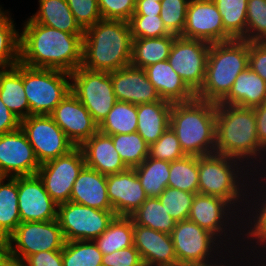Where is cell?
Returning a JSON list of instances; mask_svg holds the SVG:
<instances>
[{
  "mask_svg": "<svg viewBox=\"0 0 266 266\" xmlns=\"http://www.w3.org/2000/svg\"><path fill=\"white\" fill-rule=\"evenodd\" d=\"M70 76L71 92L100 125L117 102L110 74L80 66Z\"/></svg>",
  "mask_w": 266,
  "mask_h": 266,
  "instance_id": "cell-9",
  "label": "cell"
},
{
  "mask_svg": "<svg viewBox=\"0 0 266 266\" xmlns=\"http://www.w3.org/2000/svg\"><path fill=\"white\" fill-rule=\"evenodd\" d=\"M133 37L129 22L100 20L84 30L81 66L113 72L131 64Z\"/></svg>",
  "mask_w": 266,
  "mask_h": 266,
  "instance_id": "cell-3",
  "label": "cell"
},
{
  "mask_svg": "<svg viewBox=\"0 0 266 266\" xmlns=\"http://www.w3.org/2000/svg\"><path fill=\"white\" fill-rule=\"evenodd\" d=\"M195 194L166 187L158 197L159 201L176 222L187 220Z\"/></svg>",
  "mask_w": 266,
  "mask_h": 266,
  "instance_id": "cell-42",
  "label": "cell"
},
{
  "mask_svg": "<svg viewBox=\"0 0 266 266\" xmlns=\"http://www.w3.org/2000/svg\"><path fill=\"white\" fill-rule=\"evenodd\" d=\"M169 127L186 155L215 153L216 103L196 97L188 102L173 103Z\"/></svg>",
  "mask_w": 266,
  "mask_h": 266,
  "instance_id": "cell-5",
  "label": "cell"
},
{
  "mask_svg": "<svg viewBox=\"0 0 266 266\" xmlns=\"http://www.w3.org/2000/svg\"><path fill=\"white\" fill-rule=\"evenodd\" d=\"M161 3L156 1L136 0L133 15H160Z\"/></svg>",
  "mask_w": 266,
  "mask_h": 266,
  "instance_id": "cell-55",
  "label": "cell"
},
{
  "mask_svg": "<svg viewBox=\"0 0 266 266\" xmlns=\"http://www.w3.org/2000/svg\"><path fill=\"white\" fill-rule=\"evenodd\" d=\"M70 201L104 211H113L108 198L107 176L86 165L72 187Z\"/></svg>",
  "mask_w": 266,
  "mask_h": 266,
  "instance_id": "cell-25",
  "label": "cell"
},
{
  "mask_svg": "<svg viewBox=\"0 0 266 266\" xmlns=\"http://www.w3.org/2000/svg\"><path fill=\"white\" fill-rule=\"evenodd\" d=\"M183 38L210 44L234 40L225 30L222 17L212 0H190Z\"/></svg>",
  "mask_w": 266,
  "mask_h": 266,
  "instance_id": "cell-17",
  "label": "cell"
},
{
  "mask_svg": "<svg viewBox=\"0 0 266 266\" xmlns=\"http://www.w3.org/2000/svg\"><path fill=\"white\" fill-rule=\"evenodd\" d=\"M22 78L30 115H50L71 91L70 73L62 70L22 64Z\"/></svg>",
  "mask_w": 266,
  "mask_h": 266,
  "instance_id": "cell-8",
  "label": "cell"
},
{
  "mask_svg": "<svg viewBox=\"0 0 266 266\" xmlns=\"http://www.w3.org/2000/svg\"><path fill=\"white\" fill-rule=\"evenodd\" d=\"M50 115L74 146H80L99 130L89 111L71 91Z\"/></svg>",
  "mask_w": 266,
  "mask_h": 266,
  "instance_id": "cell-20",
  "label": "cell"
},
{
  "mask_svg": "<svg viewBox=\"0 0 266 266\" xmlns=\"http://www.w3.org/2000/svg\"><path fill=\"white\" fill-rule=\"evenodd\" d=\"M245 41L266 42V0H248Z\"/></svg>",
  "mask_w": 266,
  "mask_h": 266,
  "instance_id": "cell-44",
  "label": "cell"
},
{
  "mask_svg": "<svg viewBox=\"0 0 266 266\" xmlns=\"http://www.w3.org/2000/svg\"><path fill=\"white\" fill-rule=\"evenodd\" d=\"M79 147L82 150L85 165L103 175L116 174L128 169L114 148L111 135L98 130Z\"/></svg>",
  "mask_w": 266,
  "mask_h": 266,
  "instance_id": "cell-24",
  "label": "cell"
},
{
  "mask_svg": "<svg viewBox=\"0 0 266 266\" xmlns=\"http://www.w3.org/2000/svg\"><path fill=\"white\" fill-rule=\"evenodd\" d=\"M248 67L266 82V42H249Z\"/></svg>",
  "mask_w": 266,
  "mask_h": 266,
  "instance_id": "cell-50",
  "label": "cell"
},
{
  "mask_svg": "<svg viewBox=\"0 0 266 266\" xmlns=\"http://www.w3.org/2000/svg\"><path fill=\"white\" fill-rule=\"evenodd\" d=\"M0 99L20 120L30 116V107L23 86L22 63L0 70Z\"/></svg>",
  "mask_w": 266,
  "mask_h": 266,
  "instance_id": "cell-29",
  "label": "cell"
},
{
  "mask_svg": "<svg viewBox=\"0 0 266 266\" xmlns=\"http://www.w3.org/2000/svg\"><path fill=\"white\" fill-rule=\"evenodd\" d=\"M149 156L155 159L173 162L186 154L183 152L177 135L169 127L162 136L150 145Z\"/></svg>",
  "mask_w": 266,
  "mask_h": 266,
  "instance_id": "cell-46",
  "label": "cell"
},
{
  "mask_svg": "<svg viewBox=\"0 0 266 266\" xmlns=\"http://www.w3.org/2000/svg\"><path fill=\"white\" fill-rule=\"evenodd\" d=\"M247 255V256H246ZM241 254V256L238 258V259H235L234 261L235 262H233V263H231V265L230 266H234V264H235V266H242L241 264H243V266H251L252 264V266H262V264L258 261V260H256V258H254L253 257V255H248V254ZM243 256V257H242ZM246 256V257H245ZM241 259V260H240ZM243 259H245V260H243ZM250 261H249V260ZM238 260H240V261H238ZM238 261V262H237ZM245 261H247V263L245 262ZM252 261V262H251ZM254 261V262H253ZM245 262V263H244ZM255 263V264H254Z\"/></svg>",
  "mask_w": 266,
  "mask_h": 266,
  "instance_id": "cell-56",
  "label": "cell"
},
{
  "mask_svg": "<svg viewBox=\"0 0 266 266\" xmlns=\"http://www.w3.org/2000/svg\"><path fill=\"white\" fill-rule=\"evenodd\" d=\"M147 1H156V2H161L162 0H147Z\"/></svg>",
  "mask_w": 266,
  "mask_h": 266,
  "instance_id": "cell-62",
  "label": "cell"
},
{
  "mask_svg": "<svg viewBox=\"0 0 266 266\" xmlns=\"http://www.w3.org/2000/svg\"><path fill=\"white\" fill-rule=\"evenodd\" d=\"M249 42L234 39L210 45L206 77L196 98L219 103L230 91L236 77L248 68Z\"/></svg>",
  "mask_w": 266,
  "mask_h": 266,
  "instance_id": "cell-6",
  "label": "cell"
},
{
  "mask_svg": "<svg viewBox=\"0 0 266 266\" xmlns=\"http://www.w3.org/2000/svg\"><path fill=\"white\" fill-rule=\"evenodd\" d=\"M65 242L57 219L21 222L8 237L9 255L23 262L41 251L63 250Z\"/></svg>",
  "mask_w": 266,
  "mask_h": 266,
  "instance_id": "cell-11",
  "label": "cell"
},
{
  "mask_svg": "<svg viewBox=\"0 0 266 266\" xmlns=\"http://www.w3.org/2000/svg\"><path fill=\"white\" fill-rule=\"evenodd\" d=\"M18 207L21 222L57 219L58 205L37 174L18 177Z\"/></svg>",
  "mask_w": 266,
  "mask_h": 266,
  "instance_id": "cell-19",
  "label": "cell"
},
{
  "mask_svg": "<svg viewBox=\"0 0 266 266\" xmlns=\"http://www.w3.org/2000/svg\"><path fill=\"white\" fill-rule=\"evenodd\" d=\"M114 211H104L71 201L58 204L57 220L65 241H94L115 217Z\"/></svg>",
  "mask_w": 266,
  "mask_h": 266,
  "instance_id": "cell-12",
  "label": "cell"
},
{
  "mask_svg": "<svg viewBox=\"0 0 266 266\" xmlns=\"http://www.w3.org/2000/svg\"><path fill=\"white\" fill-rule=\"evenodd\" d=\"M252 255H254L253 257L256 258V260H258L262 266H266V248L260 249L254 252Z\"/></svg>",
  "mask_w": 266,
  "mask_h": 266,
  "instance_id": "cell-59",
  "label": "cell"
},
{
  "mask_svg": "<svg viewBox=\"0 0 266 266\" xmlns=\"http://www.w3.org/2000/svg\"><path fill=\"white\" fill-rule=\"evenodd\" d=\"M114 148L128 168H134L149 156L150 146L137 133L111 135Z\"/></svg>",
  "mask_w": 266,
  "mask_h": 266,
  "instance_id": "cell-40",
  "label": "cell"
},
{
  "mask_svg": "<svg viewBox=\"0 0 266 266\" xmlns=\"http://www.w3.org/2000/svg\"><path fill=\"white\" fill-rule=\"evenodd\" d=\"M66 2L83 30L102 20L97 0H66Z\"/></svg>",
  "mask_w": 266,
  "mask_h": 266,
  "instance_id": "cell-47",
  "label": "cell"
},
{
  "mask_svg": "<svg viewBox=\"0 0 266 266\" xmlns=\"http://www.w3.org/2000/svg\"><path fill=\"white\" fill-rule=\"evenodd\" d=\"M130 217L135 225L149 227L167 234H171L176 225V221L155 197H148Z\"/></svg>",
  "mask_w": 266,
  "mask_h": 266,
  "instance_id": "cell-35",
  "label": "cell"
},
{
  "mask_svg": "<svg viewBox=\"0 0 266 266\" xmlns=\"http://www.w3.org/2000/svg\"><path fill=\"white\" fill-rule=\"evenodd\" d=\"M175 35L156 38L133 39L131 65L138 68L168 60Z\"/></svg>",
  "mask_w": 266,
  "mask_h": 266,
  "instance_id": "cell-31",
  "label": "cell"
},
{
  "mask_svg": "<svg viewBox=\"0 0 266 266\" xmlns=\"http://www.w3.org/2000/svg\"><path fill=\"white\" fill-rule=\"evenodd\" d=\"M128 22L133 39L172 35L167 31L160 15H132Z\"/></svg>",
  "mask_w": 266,
  "mask_h": 266,
  "instance_id": "cell-45",
  "label": "cell"
},
{
  "mask_svg": "<svg viewBox=\"0 0 266 266\" xmlns=\"http://www.w3.org/2000/svg\"><path fill=\"white\" fill-rule=\"evenodd\" d=\"M210 43L177 36L168 62L186 85L196 94L204 84Z\"/></svg>",
  "mask_w": 266,
  "mask_h": 266,
  "instance_id": "cell-15",
  "label": "cell"
},
{
  "mask_svg": "<svg viewBox=\"0 0 266 266\" xmlns=\"http://www.w3.org/2000/svg\"><path fill=\"white\" fill-rule=\"evenodd\" d=\"M259 145L266 151V101L253 108Z\"/></svg>",
  "mask_w": 266,
  "mask_h": 266,
  "instance_id": "cell-53",
  "label": "cell"
},
{
  "mask_svg": "<svg viewBox=\"0 0 266 266\" xmlns=\"http://www.w3.org/2000/svg\"><path fill=\"white\" fill-rule=\"evenodd\" d=\"M20 125L21 120L0 99V135L16 130Z\"/></svg>",
  "mask_w": 266,
  "mask_h": 266,
  "instance_id": "cell-52",
  "label": "cell"
},
{
  "mask_svg": "<svg viewBox=\"0 0 266 266\" xmlns=\"http://www.w3.org/2000/svg\"><path fill=\"white\" fill-rule=\"evenodd\" d=\"M190 0H162L160 17L167 31L181 36L186 24L187 7Z\"/></svg>",
  "mask_w": 266,
  "mask_h": 266,
  "instance_id": "cell-43",
  "label": "cell"
},
{
  "mask_svg": "<svg viewBox=\"0 0 266 266\" xmlns=\"http://www.w3.org/2000/svg\"><path fill=\"white\" fill-rule=\"evenodd\" d=\"M107 190L116 216L130 217L148 198L134 168L107 175Z\"/></svg>",
  "mask_w": 266,
  "mask_h": 266,
  "instance_id": "cell-22",
  "label": "cell"
},
{
  "mask_svg": "<svg viewBox=\"0 0 266 266\" xmlns=\"http://www.w3.org/2000/svg\"><path fill=\"white\" fill-rule=\"evenodd\" d=\"M40 167L23 129L0 135V174L2 177L35 175Z\"/></svg>",
  "mask_w": 266,
  "mask_h": 266,
  "instance_id": "cell-16",
  "label": "cell"
},
{
  "mask_svg": "<svg viewBox=\"0 0 266 266\" xmlns=\"http://www.w3.org/2000/svg\"><path fill=\"white\" fill-rule=\"evenodd\" d=\"M0 266H24V265L23 262H21L17 258L8 255L0 262Z\"/></svg>",
  "mask_w": 266,
  "mask_h": 266,
  "instance_id": "cell-58",
  "label": "cell"
},
{
  "mask_svg": "<svg viewBox=\"0 0 266 266\" xmlns=\"http://www.w3.org/2000/svg\"><path fill=\"white\" fill-rule=\"evenodd\" d=\"M102 266H144V264L139 251L133 245L103 255Z\"/></svg>",
  "mask_w": 266,
  "mask_h": 266,
  "instance_id": "cell-49",
  "label": "cell"
},
{
  "mask_svg": "<svg viewBox=\"0 0 266 266\" xmlns=\"http://www.w3.org/2000/svg\"><path fill=\"white\" fill-rule=\"evenodd\" d=\"M24 266H63L62 250L41 251L28 256L23 261Z\"/></svg>",
  "mask_w": 266,
  "mask_h": 266,
  "instance_id": "cell-51",
  "label": "cell"
},
{
  "mask_svg": "<svg viewBox=\"0 0 266 266\" xmlns=\"http://www.w3.org/2000/svg\"><path fill=\"white\" fill-rule=\"evenodd\" d=\"M188 219L215 235L228 249L244 254V218L226 200L197 193Z\"/></svg>",
  "mask_w": 266,
  "mask_h": 266,
  "instance_id": "cell-7",
  "label": "cell"
},
{
  "mask_svg": "<svg viewBox=\"0 0 266 266\" xmlns=\"http://www.w3.org/2000/svg\"><path fill=\"white\" fill-rule=\"evenodd\" d=\"M9 255L8 238L0 235V262Z\"/></svg>",
  "mask_w": 266,
  "mask_h": 266,
  "instance_id": "cell-57",
  "label": "cell"
},
{
  "mask_svg": "<svg viewBox=\"0 0 266 266\" xmlns=\"http://www.w3.org/2000/svg\"><path fill=\"white\" fill-rule=\"evenodd\" d=\"M20 60L32 68L57 69L72 73L82 64L83 35L66 33L31 18L22 23Z\"/></svg>",
  "mask_w": 266,
  "mask_h": 266,
  "instance_id": "cell-1",
  "label": "cell"
},
{
  "mask_svg": "<svg viewBox=\"0 0 266 266\" xmlns=\"http://www.w3.org/2000/svg\"><path fill=\"white\" fill-rule=\"evenodd\" d=\"M265 101L266 82L248 67L236 77L229 93L219 103L255 108Z\"/></svg>",
  "mask_w": 266,
  "mask_h": 266,
  "instance_id": "cell-27",
  "label": "cell"
},
{
  "mask_svg": "<svg viewBox=\"0 0 266 266\" xmlns=\"http://www.w3.org/2000/svg\"><path fill=\"white\" fill-rule=\"evenodd\" d=\"M8 13L0 21V70L15 66L20 60V33Z\"/></svg>",
  "mask_w": 266,
  "mask_h": 266,
  "instance_id": "cell-39",
  "label": "cell"
},
{
  "mask_svg": "<svg viewBox=\"0 0 266 266\" xmlns=\"http://www.w3.org/2000/svg\"><path fill=\"white\" fill-rule=\"evenodd\" d=\"M134 169L148 197L158 198L168 187L170 162L148 156Z\"/></svg>",
  "mask_w": 266,
  "mask_h": 266,
  "instance_id": "cell-34",
  "label": "cell"
},
{
  "mask_svg": "<svg viewBox=\"0 0 266 266\" xmlns=\"http://www.w3.org/2000/svg\"><path fill=\"white\" fill-rule=\"evenodd\" d=\"M178 263H204L219 259L228 248L193 221L176 222L171 232Z\"/></svg>",
  "mask_w": 266,
  "mask_h": 266,
  "instance_id": "cell-10",
  "label": "cell"
},
{
  "mask_svg": "<svg viewBox=\"0 0 266 266\" xmlns=\"http://www.w3.org/2000/svg\"><path fill=\"white\" fill-rule=\"evenodd\" d=\"M236 254H237V256H236ZM241 254L242 253L240 251H233V250L228 249L226 251V254L225 255L223 254L219 258V260L216 259V260H213V261H210V262H204V263H177L175 266H230L231 265L230 263H233L234 259H238L241 256Z\"/></svg>",
  "mask_w": 266,
  "mask_h": 266,
  "instance_id": "cell-54",
  "label": "cell"
},
{
  "mask_svg": "<svg viewBox=\"0 0 266 266\" xmlns=\"http://www.w3.org/2000/svg\"><path fill=\"white\" fill-rule=\"evenodd\" d=\"M102 19L129 21L135 11L136 0H97Z\"/></svg>",
  "mask_w": 266,
  "mask_h": 266,
  "instance_id": "cell-48",
  "label": "cell"
},
{
  "mask_svg": "<svg viewBox=\"0 0 266 266\" xmlns=\"http://www.w3.org/2000/svg\"><path fill=\"white\" fill-rule=\"evenodd\" d=\"M84 166L82 150L75 146L67 154L41 164L36 174L58 205L70 201L72 187Z\"/></svg>",
  "mask_w": 266,
  "mask_h": 266,
  "instance_id": "cell-14",
  "label": "cell"
},
{
  "mask_svg": "<svg viewBox=\"0 0 266 266\" xmlns=\"http://www.w3.org/2000/svg\"><path fill=\"white\" fill-rule=\"evenodd\" d=\"M103 254L94 241H66L62 250L63 266H102Z\"/></svg>",
  "mask_w": 266,
  "mask_h": 266,
  "instance_id": "cell-41",
  "label": "cell"
},
{
  "mask_svg": "<svg viewBox=\"0 0 266 266\" xmlns=\"http://www.w3.org/2000/svg\"><path fill=\"white\" fill-rule=\"evenodd\" d=\"M144 70L162 100L173 104L188 102L196 97V94L174 71L168 60L151 64Z\"/></svg>",
  "mask_w": 266,
  "mask_h": 266,
  "instance_id": "cell-26",
  "label": "cell"
},
{
  "mask_svg": "<svg viewBox=\"0 0 266 266\" xmlns=\"http://www.w3.org/2000/svg\"><path fill=\"white\" fill-rule=\"evenodd\" d=\"M94 242L103 255L133 246L132 218L115 216L107 229Z\"/></svg>",
  "mask_w": 266,
  "mask_h": 266,
  "instance_id": "cell-33",
  "label": "cell"
},
{
  "mask_svg": "<svg viewBox=\"0 0 266 266\" xmlns=\"http://www.w3.org/2000/svg\"><path fill=\"white\" fill-rule=\"evenodd\" d=\"M215 153L241 161L253 173L266 151L259 145L253 108L216 103Z\"/></svg>",
  "mask_w": 266,
  "mask_h": 266,
  "instance_id": "cell-2",
  "label": "cell"
},
{
  "mask_svg": "<svg viewBox=\"0 0 266 266\" xmlns=\"http://www.w3.org/2000/svg\"><path fill=\"white\" fill-rule=\"evenodd\" d=\"M198 170L199 193L226 200L244 218L253 172L241 161L217 153L198 156Z\"/></svg>",
  "mask_w": 266,
  "mask_h": 266,
  "instance_id": "cell-4",
  "label": "cell"
},
{
  "mask_svg": "<svg viewBox=\"0 0 266 266\" xmlns=\"http://www.w3.org/2000/svg\"><path fill=\"white\" fill-rule=\"evenodd\" d=\"M20 223L18 177H2L0 179V235L8 238Z\"/></svg>",
  "mask_w": 266,
  "mask_h": 266,
  "instance_id": "cell-32",
  "label": "cell"
},
{
  "mask_svg": "<svg viewBox=\"0 0 266 266\" xmlns=\"http://www.w3.org/2000/svg\"><path fill=\"white\" fill-rule=\"evenodd\" d=\"M39 8L30 18L42 25L70 33L84 34L66 0H38Z\"/></svg>",
  "mask_w": 266,
  "mask_h": 266,
  "instance_id": "cell-30",
  "label": "cell"
},
{
  "mask_svg": "<svg viewBox=\"0 0 266 266\" xmlns=\"http://www.w3.org/2000/svg\"><path fill=\"white\" fill-rule=\"evenodd\" d=\"M20 127L40 165L67 154L75 147L51 115H30L21 120Z\"/></svg>",
  "mask_w": 266,
  "mask_h": 266,
  "instance_id": "cell-13",
  "label": "cell"
},
{
  "mask_svg": "<svg viewBox=\"0 0 266 266\" xmlns=\"http://www.w3.org/2000/svg\"><path fill=\"white\" fill-rule=\"evenodd\" d=\"M172 103L166 100L137 105V133L150 146L169 128Z\"/></svg>",
  "mask_w": 266,
  "mask_h": 266,
  "instance_id": "cell-28",
  "label": "cell"
},
{
  "mask_svg": "<svg viewBox=\"0 0 266 266\" xmlns=\"http://www.w3.org/2000/svg\"><path fill=\"white\" fill-rule=\"evenodd\" d=\"M133 240L144 266H175L178 263L170 234L133 222Z\"/></svg>",
  "mask_w": 266,
  "mask_h": 266,
  "instance_id": "cell-23",
  "label": "cell"
},
{
  "mask_svg": "<svg viewBox=\"0 0 266 266\" xmlns=\"http://www.w3.org/2000/svg\"><path fill=\"white\" fill-rule=\"evenodd\" d=\"M109 74L117 101L139 105L161 100L144 69L130 64Z\"/></svg>",
  "mask_w": 266,
  "mask_h": 266,
  "instance_id": "cell-21",
  "label": "cell"
},
{
  "mask_svg": "<svg viewBox=\"0 0 266 266\" xmlns=\"http://www.w3.org/2000/svg\"><path fill=\"white\" fill-rule=\"evenodd\" d=\"M168 187L199 193L198 156L186 155L170 162Z\"/></svg>",
  "mask_w": 266,
  "mask_h": 266,
  "instance_id": "cell-38",
  "label": "cell"
},
{
  "mask_svg": "<svg viewBox=\"0 0 266 266\" xmlns=\"http://www.w3.org/2000/svg\"><path fill=\"white\" fill-rule=\"evenodd\" d=\"M249 197L243 236L244 253L252 255L266 248V183L255 172L250 179Z\"/></svg>",
  "mask_w": 266,
  "mask_h": 266,
  "instance_id": "cell-18",
  "label": "cell"
},
{
  "mask_svg": "<svg viewBox=\"0 0 266 266\" xmlns=\"http://www.w3.org/2000/svg\"><path fill=\"white\" fill-rule=\"evenodd\" d=\"M10 11L3 9V7H1L0 5V21L9 13Z\"/></svg>",
  "mask_w": 266,
  "mask_h": 266,
  "instance_id": "cell-61",
  "label": "cell"
},
{
  "mask_svg": "<svg viewBox=\"0 0 266 266\" xmlns=\"http://www.w3.org/2000/svg\"><path fill=\"white\" fill-rule=\"evenodd\" d=\"M137 105L117 101L107 117L99 125V131L107 135L137 132Z\"/></svg>",
  "mask_w": 266,
  "mask_h": 266,
  "instance_id": "cell-36",
  "label": "cell"
},
{
  "mask_svg": "<svg viewBox=\"0 0 266 266\" xmlns=\"http://www.w3.org/2000/svg\"><path fill=\"white\" fill-rule=\"evenodd\" d=\"M222 17L224 30L233 39L246 40L248 0H212Z\"/></svg>",
  "mask_w": 266,
  "mask_h": 266,
  "instance_id": "cell-37",
  "label": "cell"
},
{
  "mask_svg": "<svg viewBox=\"0 0 266 266\" xmlns=\"http://www.w3.org/2000/svg\"><path fill=\"white\" fill-rule=\"evenodd\" d=\"M255 173L266 183V157L263 164L255 171Z\"/></svg>",
  "mask_w": 266,
  "mask_h": 266,
  "instance_id": "cell-60",
  "label": "cell"
}]
</instances>
